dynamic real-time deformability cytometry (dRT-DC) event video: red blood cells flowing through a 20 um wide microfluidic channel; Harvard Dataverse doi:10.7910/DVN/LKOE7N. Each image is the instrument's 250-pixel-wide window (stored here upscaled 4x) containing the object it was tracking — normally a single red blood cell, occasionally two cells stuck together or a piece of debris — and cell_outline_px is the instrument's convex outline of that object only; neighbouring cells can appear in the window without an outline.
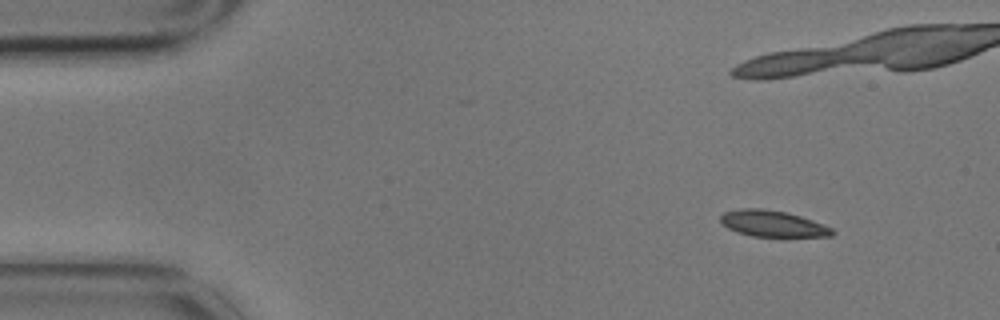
{"species": "common noctule bat (a hibernating species)", "species_latin": "Nyctalus noctula", "temperature_condition": "cold", "stored_images_in_passage": 13, "camera_frame_rate_fps": 3000, "um_per_image_px": 0.085, "animal": {"sex": "male", "body_mass_g": 17.9}, "frame": {"image": 1, "passage_image": 1, "time_ms": 0.0, "image_size_px": [1000, 320], "cell_outline_px": [[836, 232], [832, 236], [752, 236], [736, 232], [728, 228], [720, 220], [720, 216], [724, 212], [740, 208], [760, 208], [788, 212], [824, 224], [832, 228]], "centroid_in_image_um": [65.68, 19.0], "position_along_channel_um": 19.3, "area_um2": 17.05}}